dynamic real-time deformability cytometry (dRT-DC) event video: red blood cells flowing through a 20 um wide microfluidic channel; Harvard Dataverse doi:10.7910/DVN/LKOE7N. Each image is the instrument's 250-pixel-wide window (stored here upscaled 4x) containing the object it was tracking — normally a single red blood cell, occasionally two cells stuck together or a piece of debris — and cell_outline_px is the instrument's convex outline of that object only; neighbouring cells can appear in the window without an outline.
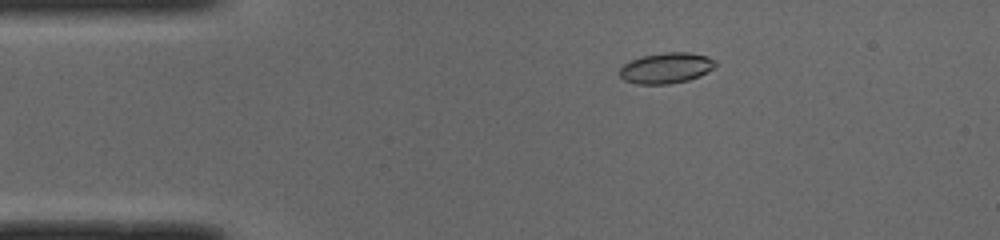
{"species": "common noctule bat (a hibernating species)", "species_latin": "Nyctalus noctula", "temperature_condition": "cold", "stored_images_in_passage": 41, "camera_frame_rate_fps": 3000, "um_per_image_px": 0.085, "animal": {"sex": "male", "body_mass_g": 19.0, "forearm_length_mm": 50.8}, "frame": {"image": 1, "passage_image": 2, "time_ms": 0.333, "image_size_px": [1000, 240], "cell_outline_px": [[716, 64], [708, 72], [700, 76], [688, 80], [668, 84], [636, 84], [624, 80], [620, 76], [620, 68], [624, 64], [640, 56], [664, 52], [688, 52], [708, 56], [716, 60]], "centroid_in_image_um": [56.63, 5.77], "position_along_channel_um": 28.4, "area_um2": 17.22}}
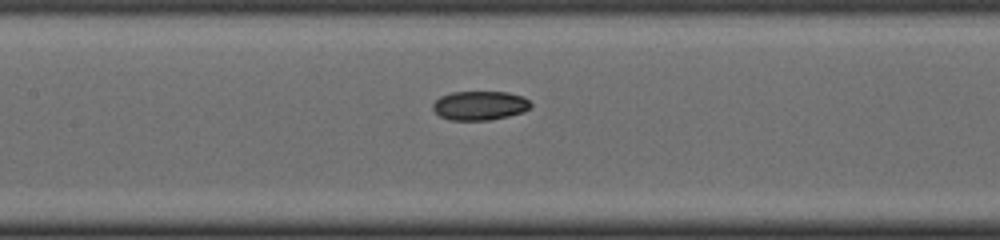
{"frame": {"image": 2, "passage_image": 16, "time_ms": 5.0, "image_size_px": [1000, 240], "cell_outline_px": [[532, 108], [524, 112], [508, 116], [488, 120], [448, 120], [440, 116], [432, 108], [432, 104], [440, 96], [452, 92], [508, 92], [524, 96], [532, 104]], "centroid_in_image_um": [40.81, 8.97], "position_along_channel_um": 166.6, "area_um2": 16.76}}
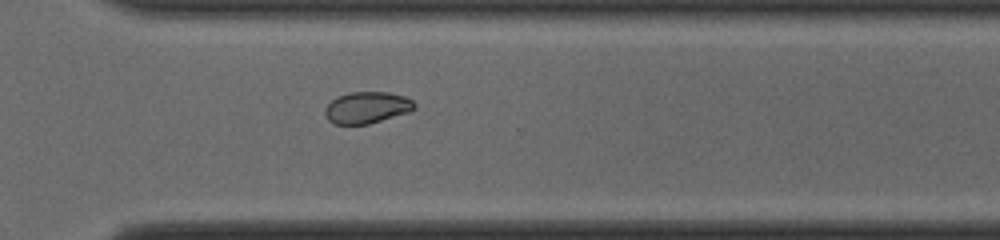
{"frame": {"image": 3, "passage_image": 29, "time_ms": 9.333, "image_size_px": [1000, 240], "cell_outline_px": [[416, 108], [408, 112], [368, 124], [336, 124], [328, 120], [324, 112], [324, 108], [336, 96], [352, 92], [388, 92], [404, 96], [412, 100], [416, 104]], "centroid_in_image_um": [31.18, 9.13], "position_along_channel_um": 339.4, "area_um2": 16.42}, "authors_computed_cell_mechanics": {"area_um2": 16.473, "velocity_mm_per_s": 3.9859, "shape_relaxation_time_tau1_ms": null, "shape_relaxation_time_tau2_ms": 3.5343, "deformation_change_tau1": null, "deformation_change_tau2": 0.0393}}